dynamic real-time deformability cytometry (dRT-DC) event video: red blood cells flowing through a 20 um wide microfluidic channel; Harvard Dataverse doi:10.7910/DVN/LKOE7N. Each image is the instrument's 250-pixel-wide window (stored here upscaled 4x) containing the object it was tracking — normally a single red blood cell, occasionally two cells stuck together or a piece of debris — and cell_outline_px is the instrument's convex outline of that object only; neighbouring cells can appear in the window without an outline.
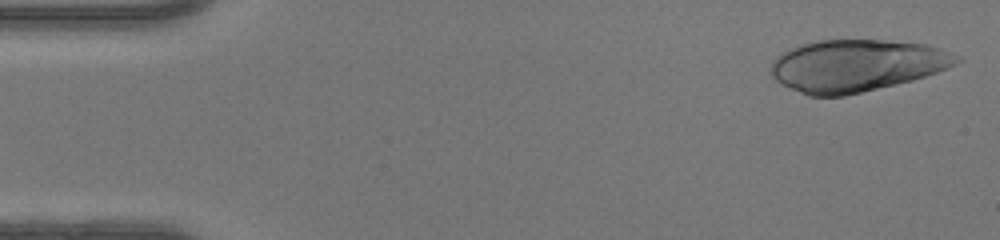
{"species": "human", "species_latin": "Homo sapiens", "temperature_condition": "warm", "stored_images_in_passage": 45, "camera_frame_rate_fps": 3000, "um_per_image_px": 0.085, "donor": {"sex": "female"}, "frame": {"image": 1, "passage_image": 1, "time_ms": 0.0, "image_size_px": [1000, 240], "cell_outline_px": [[964, 60], [956, 64], [936, 72], [912, 80], [844, 96], [808, 96], [780, 84], [772, 76], [772, 60], [776, 56], [800, 44], [816, 40], [880, 40], [924, 44], [940, 48], [960, 56]], "centroid_in_image_um": [72.78, 5.57], "position_along_channel_um": 12.2, "area_um2": 56.07}}